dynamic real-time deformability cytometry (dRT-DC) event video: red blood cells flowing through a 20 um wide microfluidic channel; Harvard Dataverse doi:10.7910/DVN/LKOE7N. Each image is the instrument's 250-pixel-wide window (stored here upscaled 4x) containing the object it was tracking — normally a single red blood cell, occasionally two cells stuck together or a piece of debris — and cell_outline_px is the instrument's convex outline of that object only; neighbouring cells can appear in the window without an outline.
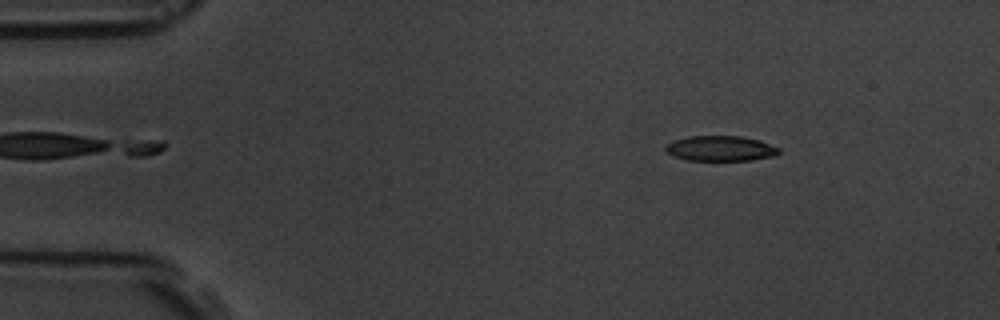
{"species": "common noctule bat (a hibernating species)", "species_latin": "Nyctalus noctula", "temperature_condition": "room temperature", "stored_images_in_passage": 7, "camera_frame_rate_fps": 3000, "um_per_image_px": 0.085, "animal": {"sex": "male", "body_mass_g": 19.5, "forearm_length_mm": 54.6}, "frame": {"image": 1, "passage_image": 1, "time_ms": 0.0, "image_size_px": [1000, 320], "cell_outline_px": [[780, 152], [776, 156], [752, 160], [688, 160], [672, 156], [664, 148], [668, 144], [676, 140], [688, 136], [740, 136], [760, 140], [780, 148]], "centroid_in_image_um": [61.29, 12.62], "position_along_channel_um": 23.7, "area_um2": 16.65}}
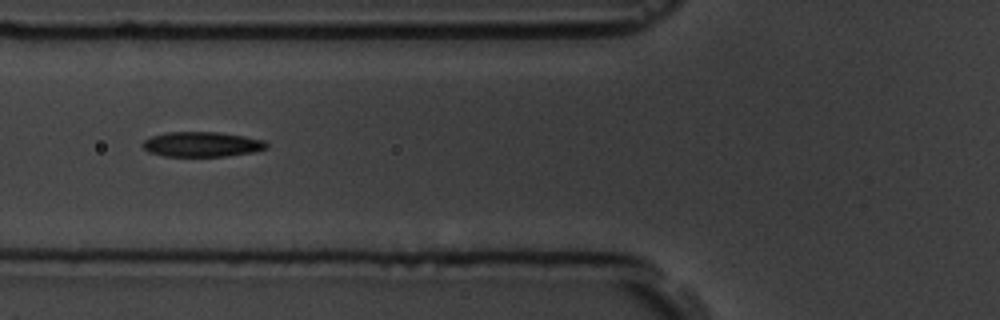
{"frame": {"image": 2, "passage_image": 5, "time_ms": 4.333, "image_size_px": [1000, 320], "cell_outline_px": [[268, 148], [252, 152], [224, 156], [164, 156], [148, 152], [140, 144], [144, 140], [152, 136], [168, 132], [216, 132], [244, 136], [264, 140], [268, 144]], "centroid_in_image_um": [17.14, 12.26], "position_along_channel_um": 108.7, "area_um2": 17.98}}
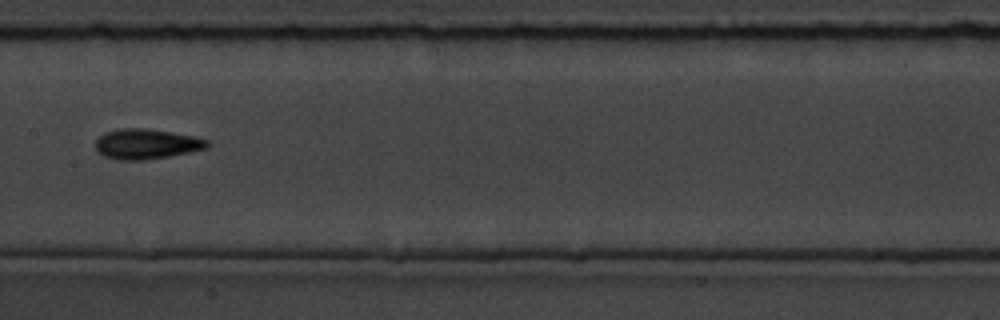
{"frame": {"image": 3, "passage_image": 7, "time_ms": 6.667, "image_size_px": [1000, 320], "cell_outline_px": [[208, 148], [168, 156], [144, 160], [120, 160], [104, 156], [96, 148], [96, 140], [104, 132], [120, 128], [144, 128], [192, 136], [208, 140]], "centroid_in_image_um": [12.42, 12.24], "position_along_channel_um": 195.0, "area_um2": 19.31}}